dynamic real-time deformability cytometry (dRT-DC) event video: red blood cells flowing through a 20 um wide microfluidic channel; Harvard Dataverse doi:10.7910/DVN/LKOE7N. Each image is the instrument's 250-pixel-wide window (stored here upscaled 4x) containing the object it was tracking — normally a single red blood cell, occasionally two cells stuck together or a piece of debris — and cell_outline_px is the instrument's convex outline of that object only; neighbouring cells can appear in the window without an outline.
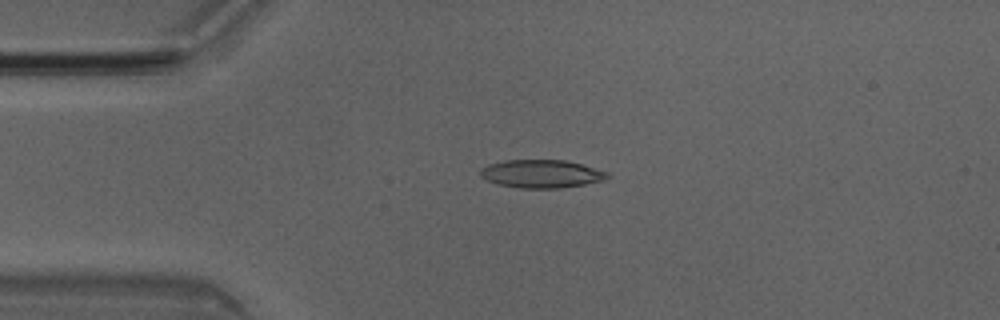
{"species": "Egyptian fruit bat (a non-hibernating species)", "species_latin": "Rousettus aegyptiacus", "temperature_condition": "room temperature", "stored_images_in_passage": 3, "camera_frame_rate_fps": 3000, "um_per_image_px": 0.085, "animal": {"sex": "male"}, "frame": {"image": 1, "passage_image": 2, "time_ms": 0.333, "image_size_px": [1000, 320], "cell_outline_px": [[612, 176], [604, 180], [584, 184], [560, 188], [520, 188], [496, 184], [480, 176], [480, 168], [488, 164], [504, 160], [564, 160], [580, 164], [608, 172]], "centroid_in_image_um": [46.0, 14.77], "position_along_channel_um": 39.0, "area_um2": 20.81}}